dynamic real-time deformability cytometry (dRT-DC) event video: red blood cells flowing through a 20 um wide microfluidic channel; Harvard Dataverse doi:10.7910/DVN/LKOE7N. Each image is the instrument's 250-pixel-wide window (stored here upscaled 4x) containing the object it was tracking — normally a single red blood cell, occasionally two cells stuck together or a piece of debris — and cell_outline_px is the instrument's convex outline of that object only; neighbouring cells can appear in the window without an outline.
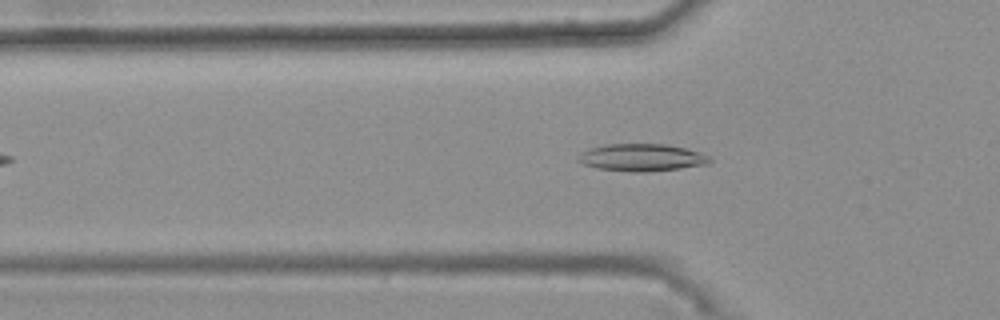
{"species": "common noctule bat (a hibernating species)", "species_latin": "Nyctalus noctula", "temperature_condition": "warm", "stored_images_in_passage": 43, "camera_frame_rate_fps": 3000, "um_per_image_px": 0.085, "animal": {"sex": "female", "body_mass_g": 25.1}, "frame": {"image": 1, "passage_image": 13, "time_ms": 4.0, "image_size_px": [1000, 320], "cell_outline_px": [[712, 160], [708, 164], [680, 168], [648, 172], [632, 172], [596, 168], [584, 164], [576, 160], [576, 156], [580, 152], [588, 148], [604, 144], [664, 144], [684, 148], [708, 156]], "centroid_in_image_um": [54.46, 13.39], "position_along_channel_um": 71.3, "area_um2": 20.98}}
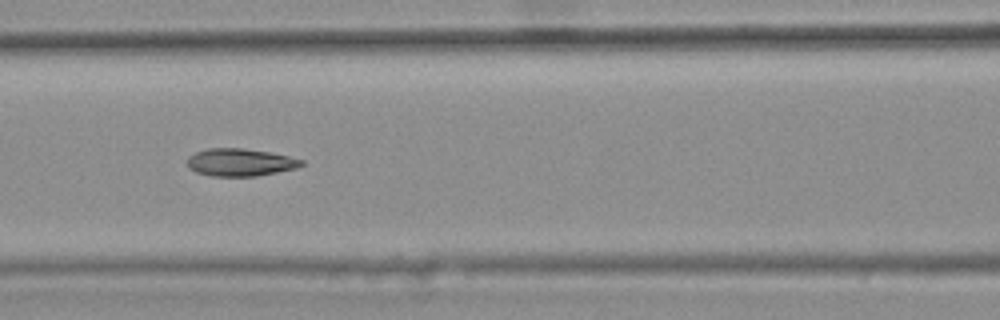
{"frame": {"image": 2, "passage_image": 19, "time_ms": 6.0, "image_size_px": [1000, 320], "cell_outline_px": [[304, 164], [296, 168], [256, 176], [212, 176], [196, 172], [188, 168], [188, 156], [196, 152], [208, 148], [244, 148], [268, 152], [288, 156], [304, 160]], "centroid_in_image_um": [20.4, 13.79], "position_along_channel_um": 146.2, "area_um2": 18.26}}
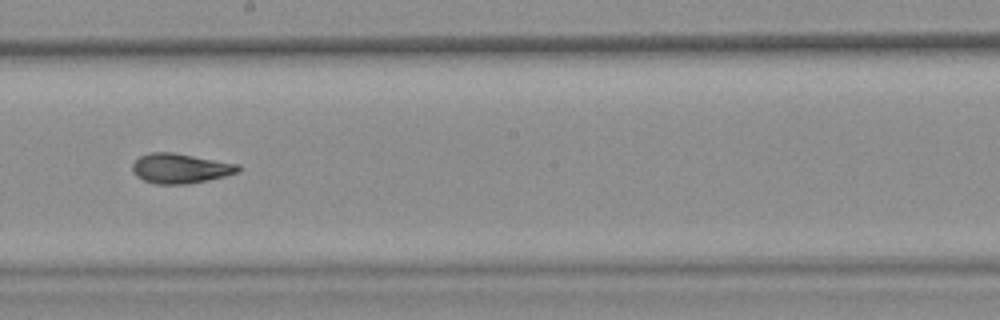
{"frame": {"image": 3, "passage_image": 26, "time_ms": 8.333, "image_size_px": [1000, 320], "cell_outline_px": [[240, 172], [208, 180], [188, 184], [156, 184], [144, 180], [136, 176], [132, 172], [132, 164], [140, 156], [148, 152], [172, 152], [240, 164]], "centroid_in_image_um": [15.32, 14.31], "position_along_channel_um": 232.9, "area_um2": 18.5}, "authors_computed_cell_mechanics": {"area_um2": 18.496, "velocity_mm_per_s": 3.7247, "shape_relaxation_time_tau1_ms": null, "shape_relaxation_time_tau2_ms": 2.5019, "deformation_change_tau1": null, "deformation_change_tau2": 0.0954}}